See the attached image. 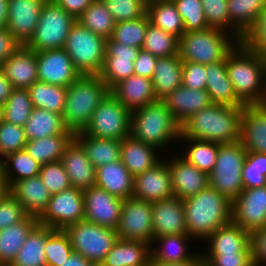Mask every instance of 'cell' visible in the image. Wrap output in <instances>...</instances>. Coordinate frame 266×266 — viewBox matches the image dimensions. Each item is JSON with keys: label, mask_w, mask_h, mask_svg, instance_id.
Returning a JSON list of instances; mask_svg holds the SVG:
<instances>
[{"label": "cell", "mask_w": 266, "mask_h": 266, "mask_svg": "<svg viewBox=\"0 0 266 266\" xmlns=\"http://www.w3.org/2000/svg\"><path fill=\"white\" fill-rule=\"evenodd\" d=\"M226 71L244 105L266 103V56L239 42L226 58Z\"/></svg>", "instance_id": "6da1fadb"}, {"label": "cell", "mask_w": 266, "mask_h": 266, "mask_svg": "<svg viewBox=\"0 0 266 266\" xmlns=\"http://www.w3.org/2000/svg\"><path fill=\"white\" fill-rule=\"evenodd\" d=\"M244 106L210 104L181 125L180 138H193L219 144L240 141Z\"/></svg>", "instance_id": "7a4b0ae2"}, {"label": "cell", "mask_w": 266, "mask_h": 266, "mask_svg": "<svg viewBox=\"0 0 266 266\" xmlns=\"http://www.w3.org/2000/svg\"><path fill=\"white\" fill-rule=\"evenodd\" d=\"M130 135L156 147L166 155L169 154V151L170 153L177 151L181 126L174 119L165 103L162 100H157L131 111Z\"/></svg>", "instance_id": "3957f363"}, {"label": "cell", "mask_w": 266, "mask_h": 266, "mask_svg": "<svg viewBox=\"0 0 266 266\" xmlns=\"http://www.w3.org/2000/svg\"><path fill=\"white\" fill-rule=\"evenodd\" d=\"M183 206L187 232L197 243L231 222V201L210 186L184 199Z\"/></svg>", "instance_id": "277c9868"}, {"label": "cell", "mask_w": 266, "mask_h": 266, "mask_svg": "<svg viewBox=\"0 0 266 266\" xmlns=\"http://www.w3.org/2000/svg\"><path fill=\"white\" fill-rule=\"evenodd\" d=\"M109 92L110 89L99 75H81L70 84L62 113L67 128L73 133L83 131Z\"/></svg>", "instance_id": "5b68a950"}, {"label": "cell", "mask_w": 266, "mask_h": 266, "mask_svg": "<svg viewBox=\"0 0 266 266\" xmlns=\"http://www.w3.org/2000/svg\"><path fill=\"white\" fill-rule=\"evenodd\" d=\"M240 41L218 28L184 32L179 38V57L182 61L208 65L225 61Z\"/></svg>", "instance_id": "8992f818"}, {"label": "cell", "mask_w": 266, "mask_h": 266, "mask_svg": "<svg viewBox=\"0 0 266 266\" xmlns=\"http://www.w3.org/2000/svg\"><path fill=\"white\" fill-rule=\"evenodd\" d=\"M64 49L81 75H99L105 61L106 39L76 21Z\"/></svg>", "instance_id": "52a82bcc"}, {"label": "cell", "mask_w": 266, "mask_h": 266, "mask_svg": "<svg viewBox=\"0 0 266 266\" xmlns=\"http://www.w3.org/2000/svg\"><path fill=\"white\" fill-rule=\"evenodd\" d=\"M247 151L240 141L219 144L215 167L209 174V186L231 202L243 191L242 167Z\"/></svg>", "instance_id": "ba28073f"}, {"label": "cell", "mask_w": 266, "mask_h": 266, "mask_svg": "<svg viewBox=\"0 0 266 266\" xmlns=\"http://www.w3.org/2000/svg\"><path fill=\"white\" fill-rule=\"evenodd\" d=\"M77 19L53 0L44 4L34 35L26 47L39 52L64 48L67 36Z\"/></svg>", "instance_id": "9c48e42d"}, {"label": "cell", "mask_w": 266, "mask_h": 266, "mask_svg": "<svg viewBox=\"0 0 266 266\" xmlns=\"http://www.w3.org/2000/svg\"><path fill=\"white\" fill-rule=\"evenodd\" d=\"M64 231L73 251L91 263H101L118 239L116 230L86 220L71 224Z\"/></svg>", "instance_id": "30bf717a"}, {"label": "cell", "mask_w": 266, "mask_h": 266, "mask_svg": "<svg viewBox=\"0 0 266 266\" xmlns=\"http://www.w3.org/2000/svg\"><path fill=\"white\" fill-rule=\"evenodd\" d=\"M131 111L112 94L101 101L83 132L97 138L122 141L130 135Z\"/></svg>", "instance_id": "8fae6325"}, {"label": "cell", "mask_w": 266, "mask_h": 266, "mask_svg": "<svg viewBox=\"0 0 266 266\" xmlns=\"http://www.w3.org/2000/svg\"><path fill=\"white\" fill-rule=\"evenodd\" d=\"M82 220H85L84 193L74 187L52 194L38 218L40 225L60 230Z\"/></svg>", "instance_id": "7c38bea8"}, {"label": "cell", "mask_w": 266, "mask_h": 266, "mask_svg": "<svg viewBox=\"0 0 266 266\" xmlns=\"http://www.w3.org/2000/svg\"><path fill=\"white\" fill-rule=\"evenodd\" d=\"M116 232L120 239L142 241L151 246L154 239L152 202L134 197L123 199Z\"/></svg>", "instance_id": "4fadbf2b"}, {"label": "cell", "mask_w": 266, "mask_h": 266, "mask_svg": "<svg viewBox=\"0 0 266 266\" xmlns=\"http://www.w3.org/2000/svg\"><path fill=\"white\" fill-rule=\"evenodd\" d=\"M231 222L248 233L266 226V185L243 189L231 202Z\"/></svg>", "instance_id": "5bb4252c"}, {"label": "cell", "mask_w": 266, "mask_h": 266, "mask_svg": "<svg viewBox=\"0 0 266 266\" xmlns=\"http://www.w3.org/2000/svg\"><path fill=\"white\" fill-rule=\"evenodd\" d=\"M38 81L68 87L80 76L64 48L36 52Z\"/></svg>", "instance_id": "9a60e30c"}, {"label": "cell", "mask_w": 266, "mask_h": 266, "mask_svg": "<svg viewBox=\"0 0 266 266\" xmlns=\"http://www.w3.org/2000/svg\"><path fill=\"white\" fill-rule=\"evenodd\" d=\"M173 196L167 154L153 167L134 177L133 197L135 199L153 203Z\"/></svg>", "instance_id": "2e32d148"}, {"label": "cell", "mask_w": 266, "mask_h": 266, "mask_svg": "<svg viewBox=\"0 0 266 266\" xmlns=\"http://www.w3.org/2000/svg\"><path fill=\"white\" fill-rule=\"evenodd\" d=\"M85 220L116 230L121 216L123 199L95 186L83 191Z\"/></svg>", "instance_id": "e0dca14e"}, {"label": "cell", "mask_w": 266, "mask_h": 266, "mask_svg": "<svg viewBox=\"0 0 266 266\" xmlns=\"http://www.w3.org/2000/svg\"><path fill=\"white\" fill-rule=\"evenodd\" d=\"M167 162L171 171L173 194L179 199L192 197L209 186V175L189 163L178 152L167 154Z\"/></svg>", "instance_id": "ac0fdd59"}, {"label": "cell", "mask_w": 266, "mask_h": 266, "mask_svg": "<svg viewBox=\"0 0 266 266\" xmlns=\"http://www.w3.org/2000/svg\"><path fill=\"white\" fill-rule=\"evenodd\" d=\"M139 50L111 38L106 39L105 61L99 76L109 89L134 74V60Z\"/></svg>", "instance_id": "d6986e66"}, {"label": "cell", "mask_w": 266, "mask_h": 266, "mask_svg": "<svg viewBox=\"0 0 266 266\" xmlns=\"http://www.w3.org/2000/svg\"><path fill=\"white\" fill-rule=\"evenodd\" d=\"M46 1L9 0L7 30L21 46H26L32 39Z\"/></svg>", "instance_id": "ffe728a7"}, {"label": "cell", "mask_w": 266, "mask_h": 266, "mask_svg": "<svg viewBox=\"0 0 266 266\" xmlns=\"http://www.w3.org/2000/svg\"><path fill=\"white\" fill-rule=\"evenodd\" d=\"M197 245L188 233L155 237L150 246L151 258L162 263L190 261L200 253V246Z\"/></svg>", "instance_id": "44dd1931"}, {"label": "cell", "mask_w": 266, "mask_h": 266, "mask_svg": "<svg viewBox=\"0 0 266 266\" xmlns=\"http://www.w3.org/2000/svg\"><path fill=\"white\" fill-rule=\"evenodd\" d=\"M152 223L154 238L188 233L183 200L173 196L153 202Z\"/></svg>", "instance_id": "7402d4cb"}, {"label": "cell", "mask_w": 266, "mask_h": 266, "mask_svg": "<svg viewBox=\"0 0 266 266\" xmlns=\"http://www.w3.org/2000/svg\"><path fill=\"white\" fill-rule=\"evenodd\" d=\"M60 161L68 174L71 187L84 191L96 185V168L75 138L65 147Z\"/></svg>", "instance_id": "603a6c76"}, {"label": "cell", "mask_w": 266, "mask_h": 266, "mask_svg": "<svg viewBox=\"0 0 266 266\" xmlns=\"http://www.w3.org/2000/svg\"><path fill=\"white\" fill-rule=\"evenodd\" d=\"M202 243L201 254L251 253L250 233L232 222L218 228Z\"/></svg>", "instance_id": "cb8c5ba5"}, {"label": "cell", "mask_w": 266, "mask_h": 266, "mask_svg": "<svg viewBox=\"0 0 266 266\" xmlns=\"http://www.w3.org/2000/svg\"><path fill=\"white\" fill-rule=\"evenodd\" d=\"M240 142L247 152L266 154V103L244 106Z\"/></svg>", "instance_id": "d4e9b609"}, {"label": "cell", "mask_w": 266, "mask_h": 266, "mask_svg": "<svg viewBox=\"0 0 266 266\" xmlns=\"http://www.w3.org/2000/svg\"><path fill=\"white\" fill-rule=\"evenodd\" d=\"M0 68L14 88L28 89L38 81L36 52L26 46H20Z\"/></svg>", "instance_id": "484cf974"}, {"label": "cell", "mask_w": 266, "mask_h": 266, "mask_svg": "<svg viewBox=\"0 0 266 266\" xmlns=\"http://www.w3.org/2000/svg\"><path fill=\"white\" fill-rule=\"evenodd\" d=\"M7 190L29 216L37 218L45 211L52 195L41 181L40 175L14 182Z\"/></svg>", "instance_id": "4316f807"}, {"label": "cell", "mask_w": 266, "mask_h": 266, "mask_svg": "<svg viewBox=\"0 0 266 266\" xmlns=\"http://www.w3.org/2000/svg\"><path fill=\"white\" fill-rule=\"evenodd\" d=\"M172 116L181 126L195 113L212 104L206 90H195L183 85L162 99Z\"/></svg>", "instance_id": "83f0119b"}, {"label": "cell", "mask_w": 266, "mask_h": 266, "mask_svg": "<svg viewBox=\"0 0 266 266\" xmlns=\"http://www.w3.org/2000/svg\"><path fill=\"white\" fill-rule=\"evenodd\" d=\"M110 93L130 111L157 101L152 80L135 74L114 85Z\"/></svg>", "instance_id": "f1b7e54d"}, {"label": "cell", "mask_w": 266, "mask_h": 266, "mask_svg": "<svg viewBox=\"0 0 266 266\" xmlns=\"http://www.w3.org/2000/svg\"><path fill=\"white\" fill-rule=\"evenodd\" d=\"M120 160L135 177L157 164L164 154L156 147L133 138L131 135L121 141Z\"/></svg>", "instance_id": "f546056e"}, {"label": "cell", "mask_w": 266, "mask_h": 266, "mask_svg": "<svg viewBox=\"0 0 266 266\" xmlns=\"http://www.w3.org/2000/svg\"><path fill=\"white\" fill-rule=\"evenodd\" d=\"M134 177L121 160L96 168V186L109 194L127 199L133 197Z\"/></svg>", "instance_id": "4dcf8cb0"}, {"label": "cell", "mask_w": 266, "mask_h": 266, "mask_svg": "<svg viewBox=\"0 0 266 266\" xmlns=\"http://www.w3.org/2000/svg\"><path fill=\"white\" fill-rule=\"evenodd\" d=\"M206 91L214 104L245 106L236 96L227 71L226 60L206 65Z\"/></svg>", "instance_id": "1f68e13d"}, {"label": "cell", "mask_w": 266, "mask_h": 266, "mask_svg": "<svg viewBox=\"0 0 266 266\" xmlns=\"http://www.w3.org/2000/svg\"><path fill=\"white\" fill-rule=\"evenodd\" d=\"M150 257L149 244L118 238L101 264L103 266H148Z\"/></svg>", "instance_id": "d6a6232c"}, {"label": "cell", "mask_w": 266, "mask_h": 266, "mask_svg": "<svg viewBox=\"0 0 266 266\" xmlns=\"http://www.w3.org/2000/svg\"><path fill=\"white\" fill-rule=\"evenodd\" d=\"M183 61L179 54L157 58L152 83L157 100L182 86Z\"/></svg>", "instance_id": "836d02e7"}, {"label": "cell", "mask_w": 266, "mask_h": 266, "mask_svg": "<svg viewBox=\"0 0 266 266\" xmlns=\"http://www.w3.org/2000/svg\"><path fill=\"white\" fill-rule=\"evenodd\" d=\"M38 224L37 217L28 215L24 220L0 230V266L12 263L24 241Z\"/></svg>", "instance_id": "e575fe53"}, {"label": "cell", "mask_w": 266, "mask_h": 266, "mask_svg": "<svg viewBox=\"0 0 266 266\" xmlns=\"http://www.w3.org/2000/svg\"><path fill=\"white\" fill-rule=\"evenodd\" d=\"M23 128L27 140L41 139L52 135H74L65 125L61 114L39 108H33Z\"/></svg>", "instance_id": "d590c367"}, {"label": "cell", "mask_w": 266, "mask_h": 266, "mask_svg": "<svg viewBox=\"0 0 266 266\" xmlns=\"http://www.w3.org/2000/svg\"><path fill=\"white\" fill-rule=\"evenodd\" d=\"M41 165L23 149L7 154L0 160L1 182L8 189L14 182L39 175Z\"/></svg>", "instance_id": "8d00e7d4"}, {"label": "cell", "mask_w": 266, "mask_h": 266, "mask_svg": "<svg viewBox=\"0 0 266 266\" xmlns=\"http://www.w3.org/2000/svg\"><path fill=\"white\" fill-rule=\"evenodd\" d=\"M178 144H183L178 145L180 148H177V152L184 159L208 175L212 172L217 160L219 143L180 138Z\"/></svg>", "instance_id": "74e56055"}, {"label": "cell", "mask_w": 266, "mask_h": 266, "mask_svg": "<svg viewBox=\"0 0 266 266\" xmlns=\"http://www.w3.org/2000/svg\"><path fill=\"white\" fill-rule=\"evenodd\" d=\"M74 138L83 146L90 163L99 167L121 158V141L97 138L86 135L83 131L74 133Z\"/></svg>", "instance_id": "f35d334b"}, {"label": "cell", "mask_w": 266, "mask_h": 266, "mask_svg": "<svg viewBox=\"0 0 266 266\" xmlns=\"http://www.w3.org/2000/svg\"><path fill=\"white\" fill-rule=\"evenodd\" d=\"M48 227L38 224L28 235L9 266H47L45 244Z\"/></svg>", "instance_id": "ab89813d"}, {"label": "cell", "mask_w": 266, "mask_h": 266, "mask_svg": "<svg viewBox=\"0 0 266 266\" xmlns=\"http://www.w3.org/2000/svg\"><path fill=\"white\" fill-rule=\"evenodd\" d=\"M73 138L74 135H52L41 139L27 140L24 150L33 160L44 165L60 161L65 147Z\"/></svg>", "instance_id": "60d3db41"}, {"label": "cell", "mask_w": 266, "mask_h": 266, "mask_svg": "<svg viewBox=\"0 0 266 266\" xmlns=\"http://www.w3.org/2000/svg\"><path fill=\"white\" fill-rule=\"evenodd\" d=\"M229 26L241 37L254 25L266 0H228Z\"/></svg>", "instance_id": "b9f144b4"}, {"label": "cell", "mask_w": 266, "mask_h": 266, "mask_svg": "<svg viewBox=\"0 0 266 266\" xmlns=\"http://www.w3.org/2000/svg\"><path fill=\"white\" fill-rule=\"evenodd\" d=\"M150 23L178 38L185 32L184 24L173 1L153 0L147 3Z\"/></svg>", "instance_id": "7bdbcfd3"}, {"label": "cell", "mask_w": 266, "mask_h": 266, "mask_svg": "<svg viewBox=\"0 0 266 266\" xmlns=\"http://www.w3.org/2000/svg\"><path fill=\"white\" fill-rule=\"evenodd\" d=\"M27 90L29 91L34 108L44 109L62 115L66 101L67 87L36 81Z\"/></svg>", "instance_id": "ee69618b"}, {"label": "cell", "mask_w": 266, "mask_h": 266, "mask_svg": "<svg viewBox=\"0 0 266 266\" xmlns=\"http://www.w3.org/2000/svg\"><path fill=\"white\" fill-rule=\"evenodd\" d=\"M85 28L93 33L110 39L115 28V21L112 14L106 8L102 0H95L88 6L84 12L77 18Z\"/></svg>", "instance_id": "f6af8a7d"}, {"label": "cell", "mask_w": 266, "mask_h": 266, "mask_svg": "<svg viewBox=\"0 0 266 266\" xmlns=\"http://www.w3.org/2000/svg\"><path fill=\"white\" fill-rule=\"evenodd\" d=\"M142 49L158 58L178 55L179 38L149 23Z\"/></svg>", "instance_id": "bcb514c9"}, {"label": "cell", "mask_w": 266, "mask_h": 266, "mask_svg": "<svg viewBox=\"0 0 266 266\" xmlns=\"http://www.w3.org/2000/svg\"><path fill=\"white\" fill-rule=\"evenodd\" d=\"M149 23L148 14L139 19L115 23L111 39L128 46L142 49Z\"/></svg>", "instance_id": "7dc6e473"}, {"label": "cell", "mask_w": 266, "mask_h": 266, "mask_svg": "<svg viewBox=\"0 0 266 266\" xmlns=\"http://www.w3.org/2000/svg\"><path fill=\"white\" fill-rule=\"evenodd\" d=\"M33 108L29 91L27 89L14 88L4 104V120L23 127Z\"/></svg>", "instance_id": "c3c4849f"}, {"label": "cell", "mask_w": 266, "mask_h": 266, "mask_svg": "<svg viewBox=\"0 0 266 266\" xmlns=\"http://www.w3.org/2000/svg\"><path fill=\"white\" fill-rule=\"evenodd\" d=\"M47 266H62L73 249L69 236L64 230L48 227V238L44 247Z\"/></svg>", "instance_id": "681fc988"}, {"label": "cell", "mask_w": 266, "mask_h": 266, "mask_svg": "<svg viewBox=\"0 0 266 266\" xmlns=\"http://www.w3.org/2000/svg\"><path fill=\"white\" fill-rule=\"evenodd\" d=\"M184 24V31H201L209 28L201 0H173Z\"/></svg>", "instance_id": "f907efd6"}, {"label": "cell", "mask_w": 266, "mask_h": 266, "mask_svg": "<svg viewBox=\"0 0 266 266\" xmlns=\"http://www.w3.org/2000/svg\"><path fill=\"white\" fill-rule=\"evenodd\" d=\"M115 23L139 19L147 14V0H102Z\"/></svg>", "instance_id": "816d5d0a"}, {"label": "cell", "mask_w": 266, "mask_h": 266, "mask_svg": "<svg viewBox=\"0 0 266 266\" xmlns=\"http://www.w3.org/2000/svg\"><path fill=\"white\" fill-rule=\"evenodd\" d=\"M228 0H201L208 26L218 28L235 36L240 42L242 38L229 26Z\"/></svg>", "instance_id": "f5cc1de1"}, {"label": "cell", "mask_w": 266, "mask_h": 266, "mask_svg": "<svg viewBox=\"0 0 266 266\" xmlns=\"http://www.w3.org/2000/svg\"><path fill=\"white\" fill-rule=\"evenodd\" d=\"M27 143L24 128L5 120L0 124V160L7 154L23 150Z\"/></svg>", "instance_id": "db71d44e"}, {"label": "cell", "mask_w": 266, "mask_h": 266, "mask_svg": "<svg viewBox=\"0 0 266 266\" xmlns=\"http://www.w3.org/2000/svg\"><path fill=\"white\" fill-rule=\"evenodd\" d=\"M39 175L51 194L62 192L71 187L68 174L61 161L41 165Z\"/></svg>", "instance_id": "11a10c76"}, {"label": "cell", "mask_w": 266, "mask_h": 266, "mask_svg": "<svg viewBox=\"0 0 266 266\" xmlns=\"http://www.w3.org/2000/svg\"><path fill=\"white\" fill-rule=\"evenodd\" d=\"M28 214L24 207L8 192H0V230L24 220Z\"/></svg>", "instance_id": "9f6ffc18"}, {"label": "cell", "mask_w": 266, "mask_h": 266, "mask_svg": "<svg viewBox=\"0 0 266 266\" xmlns=\"http://www.w3.org/2000/svg\"><path fill=\"white\" fill-rule=\"evenodd\" d=\"M241 42L252 51L266 56V5Z\"/></svg>", "instance_id": "6f0895ef"}, {"label": "cell", "mask_w": 266, "mask_h": 266, "mask_svg": "<svg viewBox=\"0 0 266 266\" xmlns=\"http://www.w3.org/2000/svg\"><path fill=\"white\" fill-rule=\"evenodd\" d=\"M206 65L183 61L182 85L195 90H206Z\"/></svg>", "instance_id": "680465c9"}, {"label": "cell", "mask_w": 266, "mask_h": 266, "mask_svg": "<svg viewBox=\"0 0 266 266\" xmlns=\"http://www.w3.org/2000/svg\"><path fill=\"white\" fill-rule=\"evenodd\" d=\"M211 266H253L251 253L201 254Z\"/></svg>", "instance_id": "91938a15"}, {"label": "cell", "mask_w": 266, "mask_h": 266, "mask_svg": "<svg viewBox=\"0 0 266 266\" xmlns=\"http://www.w3.org/2000/svg\"><path fill=\"white\" fill-rule=\"evenodd\" d=\"M253 266H266V226L250 233Z\"/></svg>", "instance_id": "94428289"}, {"label": "cell", "mask_w": 266, "mask_h": 266, "mask_svg": "<svg viewBox=\"0 0 266 266\" xmlns=\"http://www.w3.org/2000/svg\"><path fill=\"white\" fill-rule=\"evenodd\" d=\"M157 58L148 51L140 49L134 60V74L152 79Z\"/></svg>", "instance_id": "6125c7cd"}, {"label": "cell", "mask_w": 266, "mask_h": 266, "mask_svg": "<svg viewBox=\"0 0 266 266\" xmlns=\"http://www.w3.org/2000/svg\"><path fill=\"white\" fill-rule=\"evenodd\" d=\"M20 46L7 28L0 29V65Z\"/></svg>", "instance_id": "be15d7a7"}, {"label": "cell", "mask_w": 266, "mask_h": 266, "mask_svg": "<svg viewBox=\"0 0 266 266\" xmlns=\"http://www.w3.org/2000/svg\"><path fill=\"white\" fill-rule=\"evenodd\" d=\"M67 13L73 15L76 19L90 6L95 0H53Z\"/></svg>", "instance_id": "e7e4bbea"}, {"label": "cell", "mask_w": 266, "mask_h": 266, "mask_svg": "<svg viewBox=\"0 0 266 266\" xmlns=\"http://www.w3.org/2000/svg\"><path fill=\"white\" fill-rule=\"evenodd\" d=\"M242 170L261 171L266 176V154L247 152Z\"/></svg>", "instance_id": "03108f58"}, {"label": "cell", "mask_w": 266, "mask_h": 266, "mask_svg": "<svg viewBox=\"0 0 266 266\" xmlns=\"http://www.w3.org/2000/svg\"><path fill=\"white\" fill-rule=\"evenodd\" d=\"M244 189L262 187L266 185V176L261 171L242 170Z\"/></svg>", "instance_id": "003e7915"}, {"label": "cell", "mask_w": 266, "mask_h": 266, "mask_svg": "<svg viewBox=\"0 0 266 266\" xmlns=\"http://www.w3.org/2000/svg\"><path fill=\"white\" fill-rule=\"evenodd\" d=\"M14 87L0 68V103L5 104Z\"/></svg>", "instance_id": "a7ac6f4b"}, {"label": "cell", "mask_w": 266, "mask_h": 266, "mask_svg": "<svg viewBox=\"0 0 266 266\" xmlns=\"http://www.w3.org/2000/svg\"><path fill=\"white\" fill-rule=\"evenodd\" d=\"M202 260L203 258L201 253H199L193 260L179 263H162L159 261H155L150 257L148 266H199V263Z\"/></svg>", "instance_id": "89a4df30"}, {"label": "cell", "mask_w": 266, "mask_h": 266, "mask_svg": "<svg viewBox=\"0 0 266 266\" xmlns=\"http://www.w3.org/2000/svg\"><path fill=\"white\" fill-rule=\"evenodd\" d=\"M90 264L91 262L81 254L73 251L69 258L62 263V266H90Z\"/></svg>", "instance_id": "2644e50d"}, {"label": "cell", "mask_w": 266, "mask_h": 266, "mask_svg": "<svg viewBox=\"0 0 266 266\" xmlns=\"http://www.w3.org/2000/svg\"><path fill=\"white\" fill-rule=\"evenodd\" d=\"M8 4L9 0H0V29L8 26Z\"/></svg>", "instance_id": "8c879c8a"}, {"label": "cell", "mask_w": 266, "mask_h": 266, "mask_svg": "<svg viewBox=\"0 0 266 266\" xmlns=\"http://www.w3.org/2000/svg\"><path fill=\"white\" fill-rule=\"evenodd\" d=\"M5 111L4 104L0 103V124L4 121Z\"/></svg>", "instance_id": "753ad0ef"}, {"label": "cell", "mask_w": 266, "mask_h": 266, "mask_svg": "<svg viewBox=\"0 0 266 266\" xmlns=\"http://www.w3.org/2000/svg\"><path fill=\"white\" fill-rule=\"evenodd\" d=\"M199 266H211V265L208 264L206 261L202 260V261L199 263Z\"/></svg>", "instance_id": "34e18365"}, {"label": "cell", "mask_w": 266, "mask_h": 266, "mask_svg": "<svg viewBox=\"0 0 266 266\" xmlns=\"http://www.w3.org/2000/svg\"><path fill=\"white\" fill-rule=\"evenodd\" d=\"M3 185H2V182H1V170H0V192L3 190Z\"/></svg>", "instance_id": "11e5206c"}, {"label": "cell", "mask_w": 266, "mask_h": 266, "mask_svg": "<svg viewBox=\"0 0 266 266\" xmlns=\"http://www.w3.org/2000/svg\"><path fill=\"white\" fill-rule=\"evenodd\" d=\"M90 266H103L101 263H91Z\"/></svg>", "instance_id": "2a66077c"}, {"label": "cell", "mask_w": 266, "mask_h": 266, "mask_svg": "<svg viewBox=\"0 0 266 266\" xmlns=\"http://www.w3.org/2000/svg\"><path fill=\"white\" fill-rule=\"evenodd\" d=\"M148 2L153 1V0H147ZM161 1H173V0H161Z\"/></svg>", "instance_id": "b9fcfbb0"}]
</instances>
